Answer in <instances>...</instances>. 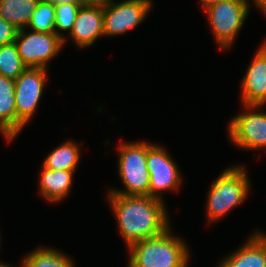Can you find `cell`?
Segmentation results:
<instances>
[{
	"instance_id": "obj_11",
	"label": "cell",
	"mask_w": 266,
	"mask_h": 267,
	"mask_svg": "<svg viewBox=\"0 0 266 267\" xmlns=\"http://www.w3.org/2000/svg\"><path fill=\"white\" fill-rule=\"evenodd\" d=\"M241 101L243 105L266 103V41L254 55L247 68L245 76L241 79Z\"/></svg>"
},
{
	"instance_id": "obj_19",
	"label": "cell",
	"mask_w": 266,
	"mask_h": 267,
	"mask_svg": "<svg viewBox=\"0 0 266 267\" xmlns=\"http://www.w3.org/2000/svg\"><path fill=\"white\" fill-rule=\"evenodd\" d=\"M27 68L15 42L0 46V75L16 80Z\"/></svg>"
},
{
	"instance_id": "obj_26",
	"label": "cell",
	"mask_w": 266,
	"mask_h": 267,
	"mask_svg": "<svg viewBox=\"0 0 266 267\" xmlns=\"http://www.w3.org/2000/svg\"><path fill=\"white\" fill-rule=\"evenodd\" d=\"M202 3L203 8L207 7L210 4L216 3V2H220L223 0H200Z\"/></svg>"
},
{
	"instance_id": "obj_12",
	"label": "cell",
	"mask_w": 266,
	"mask_h": 267,
	"mask_svg": "<svg viewBox=\"0 0 266 267\" xmlns=\"http://www.w3.org/2000/svg\"><path fill=\"white\" fill-rule=\"evenodd\" d=\"M69 36L81 49L91 46L100 36H104L103 7L81 6Z\"/></svg>"
},
{
	"instance_id": "obj_27",
	"label": "cell",
	"mask_w": 266,
	"mask_h": 267,
	"mask_svg": "<svg viewBox=\"0 0 266 267\" xmlns=\"http://www.w3.org/2000/svg\"><path fill=\"white\" fill-rule=\"evenodd\" d=\"M0 267H13V265L11 266L9 264H6V263L0 261Z\"/></svg>"
},
{
	"instance_id": "obj_1",
	"label": "cell",
	"mask_w": 266,
	"mask_h": 267,
	"mask_svg": "<svg viewBox=\"0 0 266 267\" xmlns=\"http://www.w3.org/2000/svg\"><path fill=\"white\" fill-rule=\"evenodd\" d=\"M108 200L128 248L140 240L161 235L171 226L163 200L118 194H108Z\"/></svg>"
},
{
	"instance_id": "obj_24",
	"label": "cell",
	"mask_w": 266,
	"mask_h": 267,
	"mask_svg": "<svg viewBox=\"0 0 266 267\" xmlns=\"http://www.w3.org/2000/svg\"><path fill=\"white\" fill-rule=\"evenodd\" d=\"M43 2L50 3L54 6L60 5V4H83L82 0H39Z\"/></svg>"
},
{
	"instance_id": "obj_16",
	"label": "cell",
	"mask_w": 266,
	"mask_h": 267,
	"mask_svg": "<svg viewBox=\"0 0 266 267\" xmlns=\"http://www.w3.org/2000/svg\"><path fill=\"white\" fill-rule=\"evenodd\" d=\"M39 0H0V17L18 30L27 26Z\"/></svg>"
},
{
	"instance_id": "obj_2",
	"label": "cell",
	"mask_w": 266,
	"mask_h": 267,
	"mask_svg": "<svg viewBox=\"0 0 266 267\" xmlns=\"http://www.w3.org/2000/svg\"><path fill=\"white\" fill-rule=\"evenodd\" d=\"M188 249L183 239L172 234L170 227L161 235L132 244L128 248V267H187Z\"/></svg>"
},
{
	"instance_id": "obj_14",
	"label": "cell",
	"mask_w": 266,
	"mask_h": 267,
	"mask_svg": "<svg viewBox=\"0 0 266 267\" xmlns=\"http://www.w3.org/2000/svg\"><path fill=\"white\" fill-rule=\"evenodd\" d=\"M15 82L0 75V133L6 141L16 138Z\"/></svg>"
},
{
	"instance_id": "obj_18",
	"label": "cell",
	"mask_w": 266,
	"mask_h": 267,
	"mask_svg": "<svg viewBox=\"0 0 266 267\" xmlns=\"http://www.w3.org/2000/svg\"><path fill=\"white\" fill-rule=\"evenodd\" d=\"M23 267H74L64 253L51 248L40 247L30 252L22 261Z\"/></svg>"
},
{
	"instance_id": "obj_3",
	"label": "cell",
	"mask_w": 266,
	"mask_h": 267,
	"mask_svg": "<svg viewBox=\"0 0 266 267\" xmlns=\"http://www.w3.org/2000/svg\"><path fill=\"white\" fill-rule=\"evenodd\" d=\"M245 169L231 166L213 181L206 201L210 222L219 220L247 198L251 186Z\"/></svg>"
},
{
	"instance_id": "obj_25",
	"label": "cell",
	"mask_w": 266,
	"mask_h": 267,
	"mask_svg": "<svg viewBox=\"0 0 266 267\" xmlns=\"http://www.w3.org/2000/svg\"><path fill=\"white\" fill-rule=\"evenodd\" d=\"M253 4L259 8V10L261 9V12H265L266 13V0H253Z\"/></svg>"
},
{
	"instance_id": "obj_22",
	"label": "cell",
	"mask_w": 266,
	"mask_h": 267,
	"mask_svg": "<svg viewBox=\"0 0 266 267\" xmlns=\"http://www.w3.org/2000/svg\"><path fill=\"white\" fill-rule=\"evenodd\" d=\"M18 29L0 17V46L15 41Z\"/></svg>"
},
{
	"instance_id": "obj_13",
	"label": "cell",
	"mask_w": 266,
	"mask_h": 267,
	"mask_svg": "<svg viewBox=\"0 0 266 267\" xmlns=\"http://www.w3.org/2000/svg\"><path fill=\"white\" fill-rule=\"evenodd\" d=\"M218 267H266V234L256 232Z\"/></svg>"
},
{
	"instance_id": "obj_6",
	"label": "cell",
	"mask_w": 266,
	"mask_h": 267,
	"mask_svg": "<svg viewBox=\"0 0 266 267\" xmlns=\"http://www.w3.org/2000/svg\"><path fill=\"white\" fill-rule=\"evenodd\" d=\"M46 68H27L15 82L16 137L35 114L47 79Z\"/></svg>"
},
{
	"instance_id": "obj_4",
	"label": "cell",
	"mask_w": 266,
	"mask_h": 267,
	"mask_svg": "<svg viewBox=\"0 0 266 267\" xmlns=\"http://www.w3.org/2000/svg\"><path fill=\"white\" fill-rule=\"evenodd\" d=\"M117 148L118 173L125 190L110 189L108 194L150 196L147 142H124Z\"/></svg>"
},
{
	"instance_id": "obj_10",
	"label": "cell",
	"mask_w": 266,
	"mask_h": 267,
	"mask_svg": "<svg viewBox=\"0 0 266 267\" xmlns=\"http://www.w3.org/2000/svg\"><path fill=\"white\" fill-rule=\"evenodd\" d=\"M146 162L150 175V197L163 200L160 192L178 189L182 176L176 163L163 147L147 143Z\"/></svg>"
},
{
	"instance_id": "obj_9",
	"label": "cell",
	"mask_w": 266,
	"mask_h": 267,
	"mask_svg": "<svg viewBox=\"0 0 266 267\" xmlns=\"http://www.w3.org/2000/svg\"><path fill=\"white\" fill-rule=\"evenodd\" d=\"M151 0L113 1L103 7L104 36H115L127 33L137 27L151 10Z\"/></svg>"
},
{
	"instance_id": "obj_15",
	"label": "cell",
	"mask_w": 266,
	"mask_h": 267,
	"mask_svg": "<svg viewBox=\"0 0 266 267\" xmlns=\"http://www.w3.org/2000/svg\"><path fill=\"white\" fill-rule=\"evenodd\" d=\"M76 171L42 168L39 193L52 203L63 200L70 193L73 175Z\"/></svg>"
},
{
	"instance_id": "obj_17",
	"label": "cell",
	"mask_w": 266,
	"mask_h": 267,
	"mask_svg": "<svg viewBox=\"0 0 266 267\" xmlns=\"http://www.w3.org/2000/svg\"><path fill=\"white\" fill-rule=\"evenodd\" d=\"M77 142L66 141L56 147L44 160V168L51 170L76 171L80 160V149Z\"/></svg>"
},
{
	"instance_id": "obj_7",
	"label": "cell",
	"mask_w": 266,
	"mask_h": 267,
	"mask_svg": "<svg viewBox=\"0 0 266 267\" xmlns=\"http://www.w3.org/2000/svg\"><path fill=\"white\" fill-rule=\"evenodd\" d=\"M20 29L15 45L24 64L28 68H46L48 62L58 55L64 43L56 33H44Z\"/></svg>"
},
{
	"instance_id": "obj_5",
	"label": "cell",
	"mask_w": 266,
	"mask_h": 267,
	"mask_svg": "<svg viewBox=\"0 0 266 267\" xmlns=\"http://www.w3.org/2000/svg\"><path fill=\"white\" fill-rule=\"evenodd\" d=\"M249 0H223L204 8L220 49H229L249 14Z\"/></svg>"
},
{
	"instance_id": "obj_21",
	"label": "cell",
	"mask_w": 266,
	"mask_h": 267,
	"mask_svg": "<svg viewBox=\"0 0 266 267\" xmlns=\"http://www.w3.org/2000/svg\"><path fill=\"white\" fill-rule=\"evenodd\" d=\"M84 4H60L55 6V33L63 39L65 44V35L59 33L61 31H69L70 34L74 25L78 10Z\"/></svg>"
},
{
	"instance_id": "obj_23",
	"label": "cell",
	"mask_w": 266,
	"mask_h": 267,
	"mask_svg": "<svg viewBox=\"0 0 266 267\" xmlns=\"http://www.w3.org/2000/svg\"><path fill=\"white\" fill-rule=\"evenodd\" d=\"M84 5H93L105 7L113 2V0H82Z\"/></svg>"
},
{
	"instance_id": "obj_20",
	"label": "cell",
	"mask_w": 266,
	"mask_h": 267,
	"mask_svg": "<svg viewBox=\"0 0 266 267\" xmlns=\"http://www.w3.org/2000/svg\"><path fill=\"white\" fill-rule=\"evenodd\" d=\"M27 27L35 32L55 33V6L39 1Z\"/></svg>"
},
{
	"instance_id": "obj_8",
	"label": "cell",
	"mask_w": 266,
	"mask_h": 267,
	"mask_svg": "<svg viewBox=\"0 0 266 267\" xmlns=\"http://www.w3.org/2000/svg\"><path fill=\"white\" fill-rule=\"evenodd\" d=\"M243 106L246 107V113L236 115L229 123L228 134L231 141L241 149H266V113L257 112L264 105Z\"/></svg>"
}]
</instances>
